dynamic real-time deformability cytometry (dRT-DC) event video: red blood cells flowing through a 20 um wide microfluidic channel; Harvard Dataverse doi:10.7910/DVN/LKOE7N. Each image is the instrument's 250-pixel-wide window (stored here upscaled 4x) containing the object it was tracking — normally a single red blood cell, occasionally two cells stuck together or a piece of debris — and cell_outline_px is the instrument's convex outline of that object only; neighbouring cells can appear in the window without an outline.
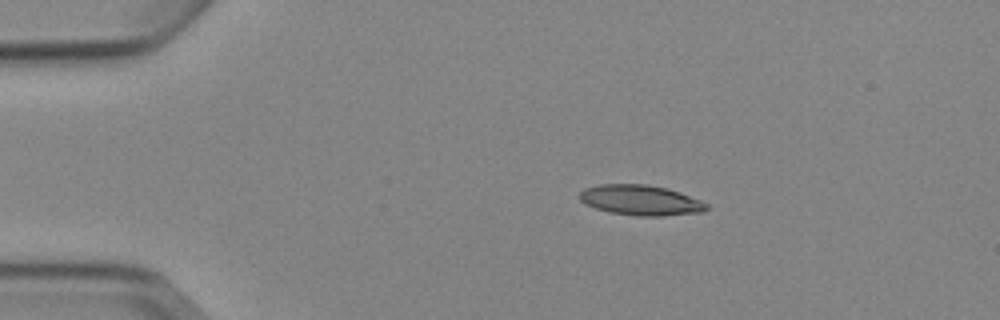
{"species": "Egyptian fruit bat (a non-hibernating species)", "species_latin": "Rousettus aegyptiacus", "temperature_condition": "cold", "stored_images_in_passage": 6, "camera_frame_rate_fps": 3000, "um_per_image_px": 0.085, "animal": {"sex": "female"}, "frame": {"image": 1, "passage_image": 2, "time_ms": 1.0, "image_size_px": [1000, 320], "cell_outline_px": [[708, 208], [704, 212], [660, 216], [636, 216], [608, 212], [584, 204], [580, 200], [580, 192], [584, 188], [600, 184], [648, 184], [668, 188], [680, 192], [700, 200], [708, 204]], "centroid_in_image_um": [54.45, 17.01], "position_along_channel_um": 30.5, "area_um2": 22.6}}
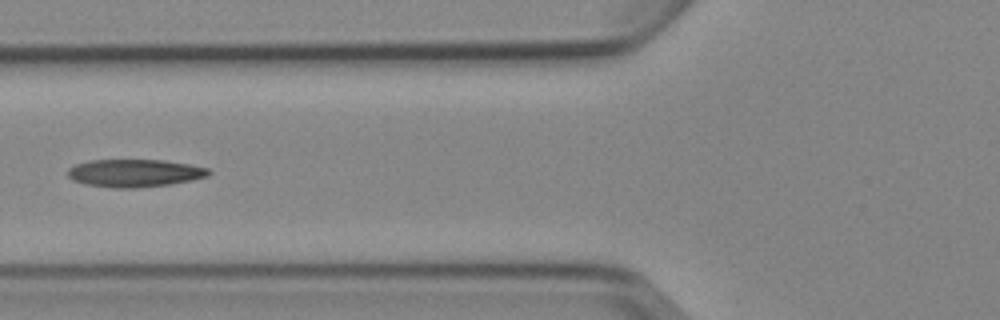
{"frame": {"image": 2, "passage_image": 5, "time_ms": 4.667, "image_size_px": [1000, 320], "cell_outline_px": [[212, 172], [208, 176], [192, 180], [168, 184], [136, 188], [112, 188], [84, 184], [72, 180], [68, 176], [68, 168], [76, 164], [88, 160], [164, 160], [188, 164], [208, 168]], "centroid_in_image_um": [11.42, 14.71], "position_along_channel_um": 114.4, "area_um2": 22.83}}
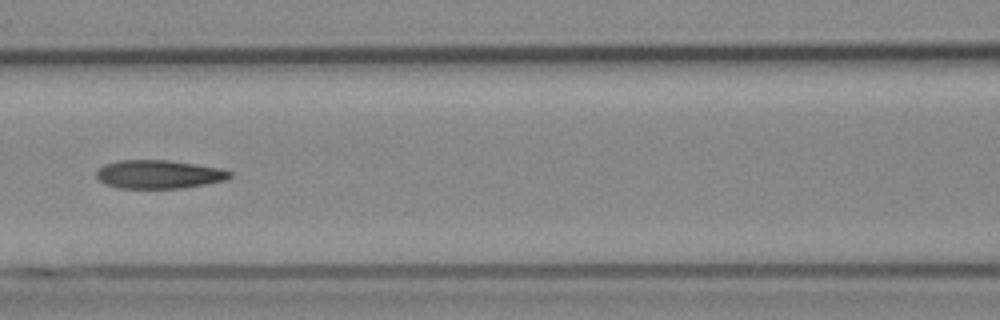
{"frame": {"image": 3, "passage_image": 6, "time_ms": 5.667, "image_size_px": [1000, 320], "cell_outline_px": [[232, 176], [224, 180], [204, 184], [180, 188], [120, 188], [104, 184], [96, 176], [96, 172], [104, 164], [120, 160], [168, 160], [220, 168], [232, 172]], "centroid_in_image_um": [13.48, 14.81], "position_along_channel_um": 153.1, "area_um2": 21.96}}